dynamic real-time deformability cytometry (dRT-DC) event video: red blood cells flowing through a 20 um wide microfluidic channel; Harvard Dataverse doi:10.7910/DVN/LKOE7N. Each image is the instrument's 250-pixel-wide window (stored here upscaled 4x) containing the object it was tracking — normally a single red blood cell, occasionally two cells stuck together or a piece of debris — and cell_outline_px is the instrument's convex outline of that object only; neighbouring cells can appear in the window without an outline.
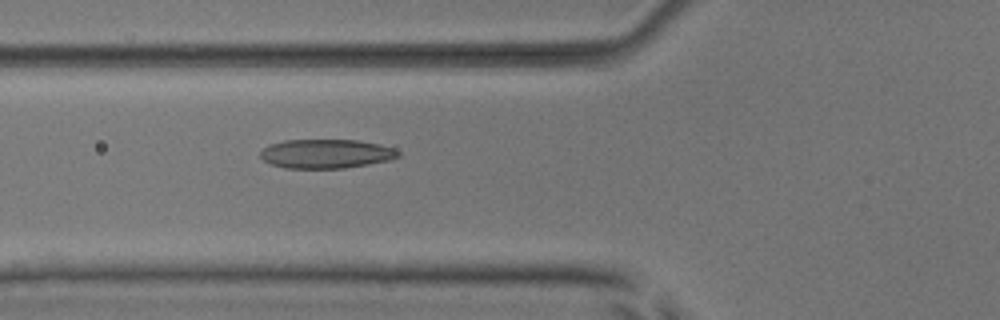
{"species": "common noctule bat (a hibernating species)", "species_latin": "Nyctalus noctula", "temperature_condition": "room temperature", "stored_images_in_passage": 50, "camera_frame_rate_fps": 3000, "um_per_image_px": 0.085, "animal": {"sex": "male", "body_mass_g": 17.9, "forearm_length_mm": 54.2}, "frame": {"image": 1, "passage_image": 17, "time_ms": 5.333, "image_size_px": [1000, 320], "cell_outline_px": [[400, 156], [392, 160], [344, 168], [284, 168], [272, 164], [264, 160], [260, 156], [260, 152], [268, 144], [284, 140], [356, 140], [380, 144], [396, 148], [400, 152]], "centroid_in_image_um": [27.75, 13.06], "position_along_channel_um": 98.0, "area_um2": 23.52}}
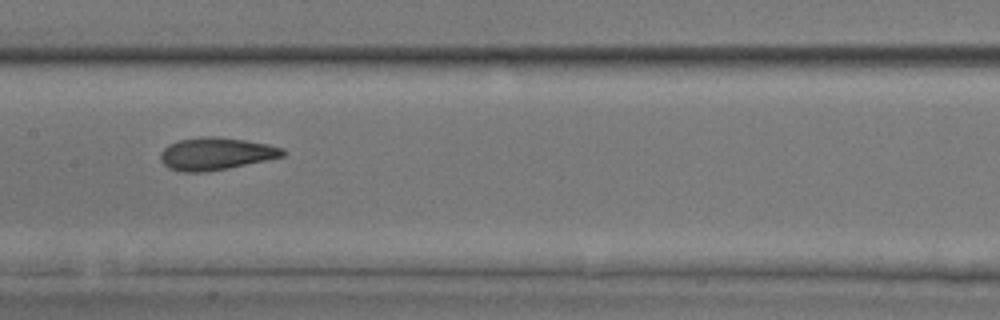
{"frame": {"image": 2, "passage_image": 24, "time_ms": 7.667, "image_size_px": [1000, 320], "cell_outline_px": [[288, 152], [284, 156], [228, 168], [204, 172], [184, 172], [168, 168], [160, 160], [160, 152], [168, 144], [180, 140], [200, 136], [212, 136], [244, 140], [268, 144], [284, 148]], "centroid_in_image_um": [18.34, 13.06], "position_along_channel_um": 189.1, "area_um2": 23.12}}
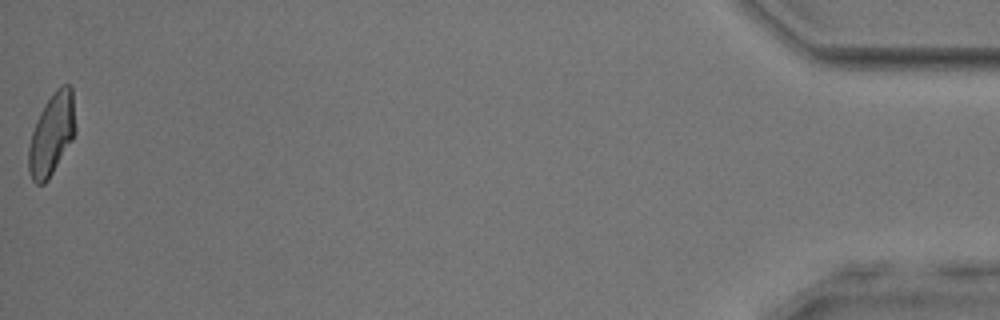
{"frame": {"image": 3, "passage_image": 50, "time_ms": 16.333, "image_size_px": [1000, 320], "cell_outline_px": [[76, 132], [72, 140], [48, 180], [44, 184], [36, 184], [32, 180], [28, 172], [28, 148], [32, 132], [36, 120], [40, 112], [56, 88], [60, 84], [68, 84], [72, 88], [76, 128]], "centroid_in_image_um": [4.4, 11.42], "position_along_channel_um": 430.8, "area_um2": 22.37}, "authors_computed_cell_mechanics": {"area_um2": 22.9755, "velocity_mm_per_s": 3.8904, "shape_relaxation_time_tau1_ms": 6.3819, "shape_relaxation_time_tau2_ms": 2.0097, "deformation_change_tau1": 0.1889, "deformation_change_tau2": 0.0791}}